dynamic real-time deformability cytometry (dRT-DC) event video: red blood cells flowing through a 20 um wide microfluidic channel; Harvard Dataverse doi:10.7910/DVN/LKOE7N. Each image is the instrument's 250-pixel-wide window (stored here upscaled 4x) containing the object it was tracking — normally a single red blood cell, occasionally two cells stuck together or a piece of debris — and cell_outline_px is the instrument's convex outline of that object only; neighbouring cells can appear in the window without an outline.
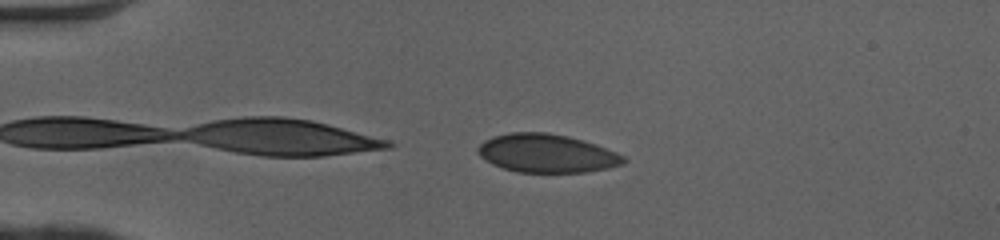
{"species": "human", "species_latin": "Homo sapiens", "temperature_condition": "cold", "stored_images_in_passage": 40, "camera_frame_rate_fps": 3000, "um_per_image_px": 0.085, "donor": {"sex": "female"}, "frame": {"image": 1, "passage_image": 2, "time_ms": 0.333, "image_size_px": [1000, 240], "cell_outline_px": [[628, 160], [624, 164], [608, 168], [584, 172], [516, 172], [492, 164], [480, 156], [476, 152], [476, 148], [484, 140], [492, 136], [508, 132], [548, 132], [568, 136], [584, 140], [596, 144], [616, 152], [624, 156]], "centroid_in_image_um": [46.46, 13.02], "position_along_channel_um": 38.5, "area_um2": 32.89}}
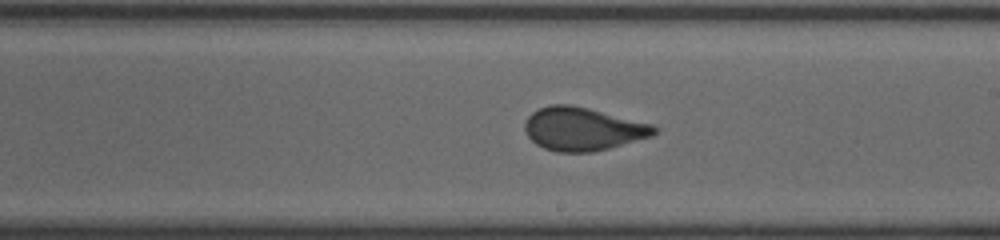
{"frame": {"image": 2, "passage_image": 20, "time_ms": 6.333, "image_size_px": [1000, 240], "cell_outline_px": [[660, 128], [652, 136], [608, 148], [592, 152], [556, 152], [544, 148], [536, 144], [528, 136], [524, 128], [524, 124], [528, 116], [532, 112], [540, 108], [552, 104], [572, 104], [652, 124]], "centroid_in_image_um": [49.53, 10.96], "position_along_channel_um": 239.5, "area_um2": 32.48}}
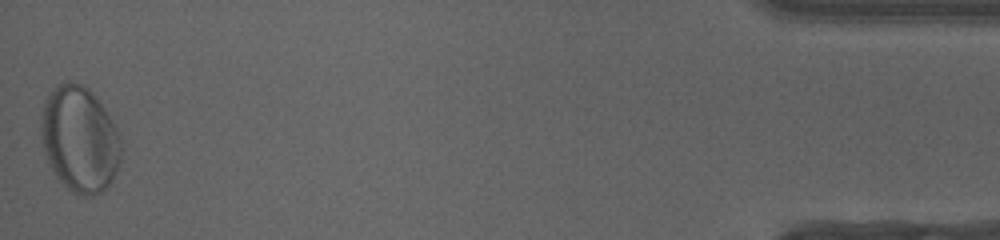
{"frame": {"image": 3, "passage_image": 40, "time_ms": 13.0, "image_size_px": [1000, 240], "cell_outline_px": [[120, 160], [112, 180], [100, 192], [92, 196], [84, 196], [72, 192], [56, 176], [48, 160], [44, 148], [40, 124], [44, 100], [60, 84], [68, 80], [84, 84], [92, 92], [104, 108], [116, 128], [120, 136]], "centroid_in_image_um": [6.77, 11.81], "position_along_channel_um": 428.4, "area_um2": 48.78}, "authors_computed_cell_mechanics": {"area_um2": 32.5703, "velocity_mm_per_s": 4.0815, "shape_relaxation_time_tau1_ms": 6.3323, "shape_relaxation_time_tau2_ms": null, "deformation_change_tau1": 0.1224, "deformation_change_tau2": null}}